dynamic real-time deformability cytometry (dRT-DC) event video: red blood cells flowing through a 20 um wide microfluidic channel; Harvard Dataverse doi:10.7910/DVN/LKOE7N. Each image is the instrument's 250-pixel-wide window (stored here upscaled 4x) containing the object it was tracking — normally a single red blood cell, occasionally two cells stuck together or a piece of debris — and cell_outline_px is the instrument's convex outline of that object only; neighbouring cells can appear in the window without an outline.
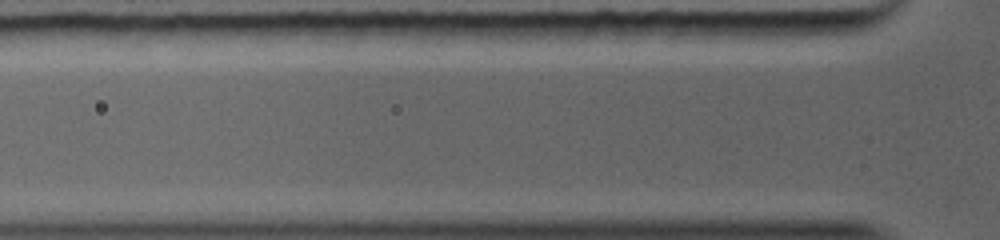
{"species": "common noctule bat (a hibernating species)", "species_latin": "Nyctalus noctula", "temperature_condition": "warm", "stored_images_in_passage": 4, "camera_frame_rate_fps": 5000, "um_per_image_px": 0.085, "animal": {"sex": "female", "body_mass_g": 19.0, "forearm_length_mm": 56.7}, "frame": {"image": 1, "passage_image": 3, "time_ms": 0.6, "image_size_px": [1000, 240], "cell_outline_px": [[568, 68], [564, 72], [504, 76], [440, 76], [416, 72], [416, 68], [448, 64], [552, 64]], "centroid_in_image_um": [41.66, 5.93], "position_along_channel_um": 84.1, "area_um2": 11.1}}